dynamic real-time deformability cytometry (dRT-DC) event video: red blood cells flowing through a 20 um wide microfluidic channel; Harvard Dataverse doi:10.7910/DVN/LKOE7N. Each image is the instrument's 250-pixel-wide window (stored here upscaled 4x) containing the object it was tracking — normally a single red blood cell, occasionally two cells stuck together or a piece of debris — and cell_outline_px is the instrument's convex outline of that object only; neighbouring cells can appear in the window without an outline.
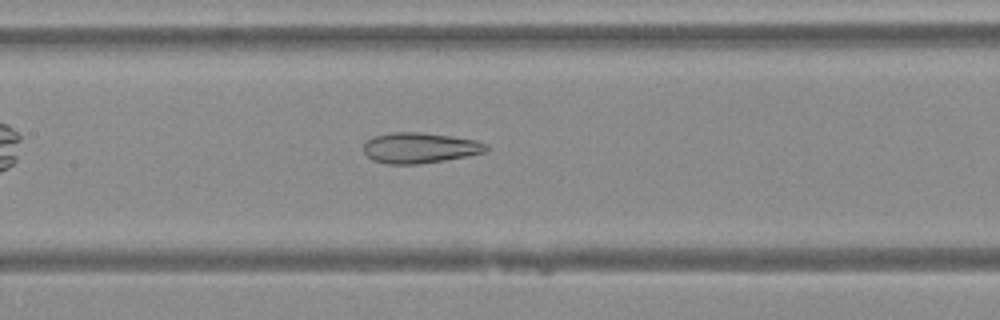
{"species": "Egyptian fruit bat (a non-hibernating species)", "species_latin": "Rousettus aegyptiacus", "temperature_condition": "warm", "stored_images_in_passage": 32, "camera_frame_rate_fps": 3000, "um_per_image_px": 0.085, "animal": {"sex": "female"}, "frame": {"image": 1, "passage_image": 11, "time_ms": 3.333, "image_size_px": [1000, 320], "cell_outline_px": [[488, 148], [484, 152], [468, 156], [444, 160], [416, 164], [384, 164], [372, 160], [364, 152], [364, 144], [372, 136], [392, 132], [424, 132], [452, 136], [476, 140], [488, 144]], "centroid_in_image_um": [35.67, 12.56], "position_along_channel_um": 171.7, "area_um2": 21.96}}
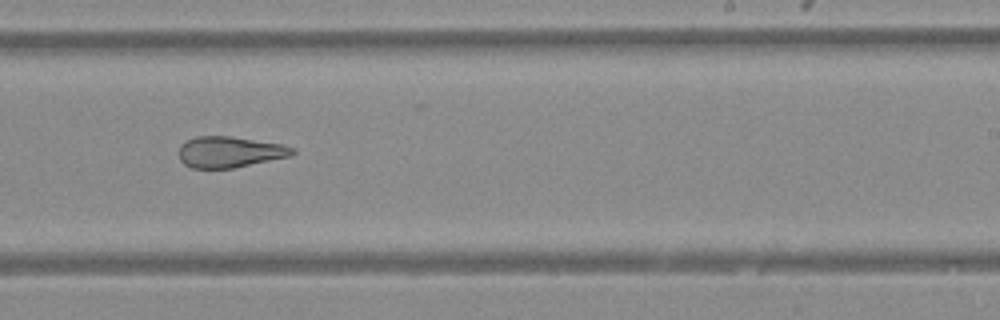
{"frame": {"image": 2, "passage_image": 18, "time_ms": 5.667, "image_size_px": [1000, 320], "cell_outline_px": [[296, 152], [292, 156], [232, 168], [192, 168], [184, 164], [180, 160], [180, 144], [196, 136], [232, 136], [280, 144], [296, 148]], "centroid_in_image_um": [19.54, 12.91], "position_along_channel_um": 269.5, "area_um2": 20.52}}
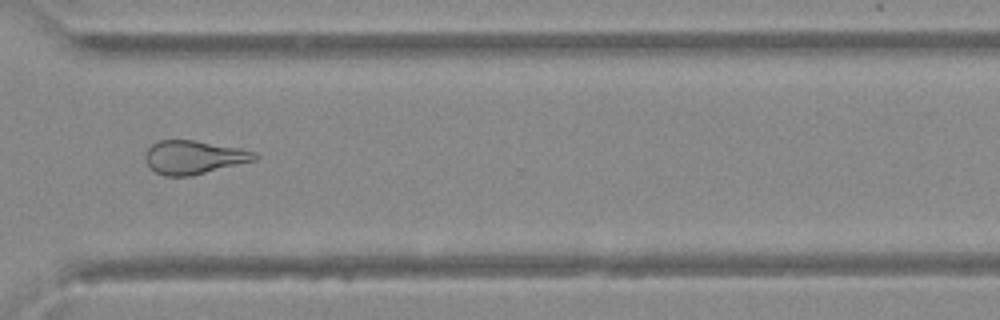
{"frame": {"image": 3, "passage_image": 24, "time_ms": 7.667, "image_size_px": [1000, 320], "cell_outline_px": [[260, 156], [256, 160], [192, 176], [164, 176], [156, 172], [144, 160], [144, 156], [148, 148], [152, 144], [160, 140], [196, 140], [240, 148], [256, 152]], "centroid_in_image_um": [16.49, 13.36], "position_along_channel_um": 354.1, "area_um2": 21.5}}